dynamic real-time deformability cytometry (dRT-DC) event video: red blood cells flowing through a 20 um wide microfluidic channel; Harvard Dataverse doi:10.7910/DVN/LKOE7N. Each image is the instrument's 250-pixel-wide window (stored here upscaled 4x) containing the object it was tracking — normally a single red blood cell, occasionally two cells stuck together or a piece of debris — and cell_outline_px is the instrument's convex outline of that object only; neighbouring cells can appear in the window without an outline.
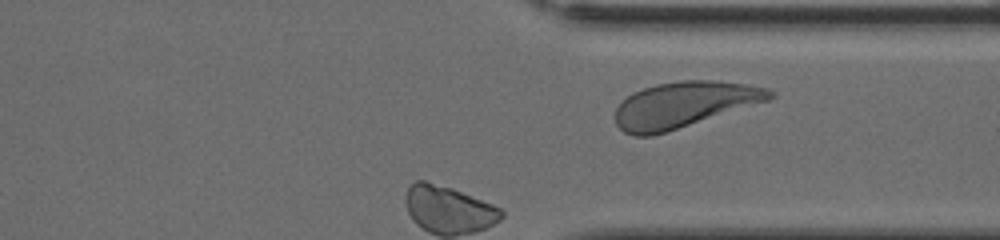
{"species": "human", "species_latin": "Homo sapiens", "temperature_condition": "cold", "stored_images_in_passage": 26, "segment_of_instrument_passage": [2, 2], "camera_frame_rate_fps": 3000, "um_per_image_px": 0.085, "donor": {"sex": "female"}, "frame": {"image": 1, "passage_image": 26, "time_ms": 8.333, "image_size_px": [1000, 240], "cell_outline_px": [[776, 96], [768, 100], [652, 136], [632, 136], [624, 132], [616, 124], [616, 108], [628, 96], [644, 88], [656, 84], [680, 80], [712, 80], [744, 84], [768, 88], [776, 92]], "centroid_in_image_um": [58.14, 8.89], "position_along_channel_um": 353.3, "area_um2": 40.63}}